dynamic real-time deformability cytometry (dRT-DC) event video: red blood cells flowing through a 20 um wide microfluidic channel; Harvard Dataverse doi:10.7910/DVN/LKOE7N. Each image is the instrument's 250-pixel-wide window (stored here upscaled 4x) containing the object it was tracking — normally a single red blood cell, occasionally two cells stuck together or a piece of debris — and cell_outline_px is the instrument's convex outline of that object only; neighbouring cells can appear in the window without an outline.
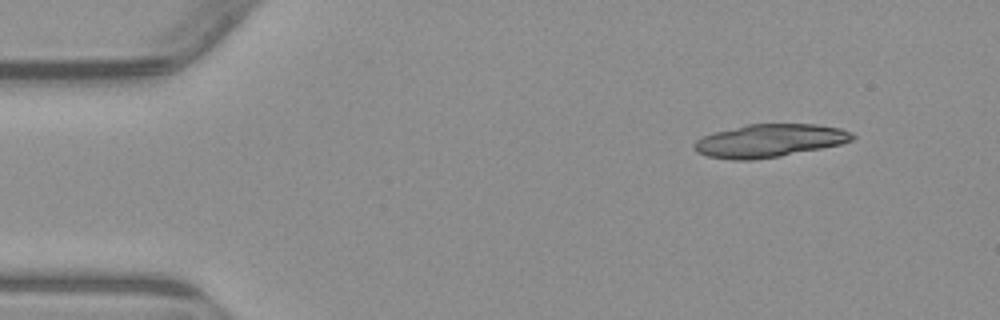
{"species": "common noctule bat (a hibernating species)", "species_latin": "Nyctalus noctula", "temperature_condition": "warm", "stored_images_in_passage": 7, "camera_frame_rate_fps": 3000, "um_per_image_px": 0.085, "animal": {"sex": "male", "body_mass_g": 23.1, "forearm_length_mm": 52.7}, "frame": {"image": 1, "passage_image": 1, "time_ms": 0.0, "image_size_px": [1000, 320], "cell_outline_px": [[856, 136], [852, 140], [840, 144], [780, 156], [752, 160], [732, 160], [708, 156], [696, 152], [692, 148], [692, 144], [696, 140], [712, 132], [748, 124], [816, 124], [840, 128], [852, 132]], "centroid_in_image_um": [65.36, 11.95], "position_along_channel_um": 19.6, "area_um2": 30.46}}
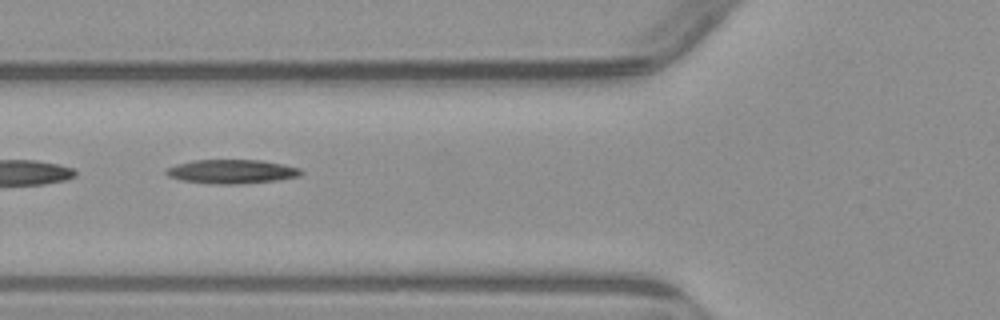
{"frame": {"image": 2, "passage_image": 5, "time_ms": 4.667, "image_size_px": [1000, 320], "cell_outline_px": [[304, 172], [300, 176], [276, 180], [240, 184], [212, 184], [180, 180], [168, 176], [164, 172], [168, 168], [176, 164], [192, 160], [260, 160], [284, 164], [300, 168]], "centroid_in_image_um": [19.7, 14.58], "position_along_channel_um": 106.1, "area_um2": 18.96}}
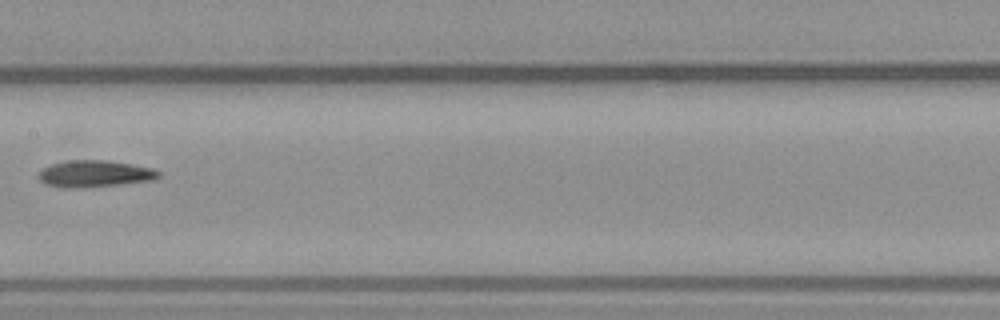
{"frame": {"image": 3, "passage_image": 7, "time_ms": 7.0, "image_size_px": [1000, 320], "cell_outline_px": [[160, 176], [152, 180], [120, 184], [84, 188], [60, 188], [44, 184], [36, 176], [44, 168], [52, 164], [68, 160], [108, 160], [132, 164], [152, 168], [160, 172]], "centroid_in_image_um": [8.01, 14.78], "position_along_channel_um": 199.4, "area_um2": 18.84}}